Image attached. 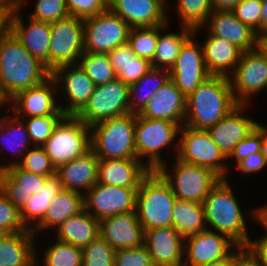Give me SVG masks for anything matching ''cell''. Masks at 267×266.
<instances>
[{"label": "cell", "mask_w": 267, "mask_h": 266, "mask_svg": "<svg viewBox=\"0 0 267 266\" xmlns=\"http://www.w3.org/2000/svg\"><path fill=\"white\" fill-rule=\"evenodd\" d=\"M51 74L10 31L0 42V92L9 101Z\"/></svg>", "instance_id": "cell-1"}, {"label": "cell", "mask_w": 267, "mask_h": 266, "mask_svg": "<svg viewBox=\"0 0 267 266\" xmlns=\"http://www.w3.org/2000/svg\"><path fill=\"white\" fill-rule=\"evenodd\" d=\"M238 105L234 99L229 77L210 75L186 97L183 125L206 130Z\"/></svg>", "instance_id": "cell-2"}, {"label": "cell", "mask_w": 267, "mask_h": 266, "mask_svg": "<svg viewBox=\"0 0 267 266\" xmlns=\"http://www.w3.org/2000/svg\"><path fill=\"white\" fill-rule=\"evenodd\" d=\"M229 183L228 178H221L203 202L207 228L225 234L237 245L246 247L251 240L246 219Z\"/></svg>", "instance_id": "cell-3"}, {"label": "cell", "mask_w": 267, "mask_h": 266, "mask_svg": "<svg viewBox=\"0 0 267 266\" xmlns=\"http://www.w3.org/2000/svg\"><path fill=\"white\" fill-rule=\"evenodd\" d=\"M136 114L128 113L90 127L91 150L99 159H136Z\"/></svg>", "instance_id": "cell-4"}, {"label": "cell", "mask_w": 267, "mask_h": 266, "mask_svg": "<svg viewBox=\"0 0 267 266\" xmlns=\"http://www.w3.org/2000/svg\"><path fill=\"white\" fill-rule=\"evenodd\" d=\"M176 196L157 171H150L141 181L136 196V213L144 231L171 227Z\"/></svg>", "instance_id": "cell-5"}, {"label": "cell", "mask_w": 267, "mask_h": 266, "mask_svg": "<svg viewBox=\"0 0 267 266\" xmlns=\"http://www.w3.org/2000/svg\"><path fill=\"white\" fill-rule=\"evenodd\" d=\"M173 172L163 164L156 171L168 183L176 199L203 203L209 191L220 181L221 177L213 170L182 162L176 158Z\"/></svg>", "instance_id": "cell-6"}, {"label": "cell", "mask_w": 267, "mask_h": 266, "mask_svg": "<svg viewBox=\"0 0 267 266\" xmlns=\"http://www.w3.org/2000/svg\"><path fill=\"white\" fill-rule=\"evenodd\" d=\"M43 148L57 169L91 149L90 126L73 115H65L55 126Z\"/></svg>", "instance_id": "cell-7"}, {"label": "cell", "mask_w": 267, "mask_h": 266, "mask_svg": "<svg viewBox=\"0 0 267 266\" xmlns=\"http://www.w3.org/2000/svg\"><path fill=\"white\" fill-rule=\"evenodd\" d=\"M181 126L177 123L162 119H151L136 114L135 149L137 158L143 161L150 171H156L165 164L162 149L168 148L180 135ZM161 153V154H160ZM141 158H143L141 160Z\"/></svg>", "instance_id": "cell-8"}, {"label": "cell", "mask_w": 267, "mask_h": 266, "mask_svg": "<svg viewBox=\"0 0 267 266\" xmlns=\"http://www.w3.org/2000/svg\"><path fill=\"white\" fill-rule=\"evenodd\" d=\"M179 133L182 137H178L179 140L174 145L177 148L176 158L185 163L209 168L221 178H226L229 170V164H226L228 159L206 130L182 125Z\"/></svg>", "instance_id": "cell-9"}, {"label": "cell", "mask_w": 267, "mask_h": 266, "mask_svg": "<svg viewBox=\"0 0 267 266\" xmlns=\"http://www.w3.org/2000/svg\"><path fill=\"white\" fill-rule=\"evenodd\" d=\"M49 73L57 68L78 64L84 53V21L67 16L50 23Z\"/></svg>", "instance_id": "cell-10"}, {"label": "cell", "mask_w": 267, "mask_h": 266, "mask_svg": "<svg viewBox=\"0 0 267 266\" xmlns=\"http://www.w3.org/2000/svg\"><path fill=\"white\" fill-rule=\"evenodd\" d=\"M130 113L129 85L119 79L95 86L85 106L75 115L87 126Z\"/></svg>", "instance_id": "cell-11"}, {"label": "cell", "mask_w": 267, "mask_h": 266, "mask_svg": "<svg viewBox=\"0 0 267 266\" xmlns=\"http://www.w3.org/2000/svg\"><path fill=\"white\" fill-rule=\"evenodd\" d=\"M84 21V52L109 53L128 42L131 27L109 9Z\"/></svg>", "instance_id": "cell-12"}, {"label": "cell", "mask_w": 267, "mask_h": 266, "mask_svg": "<svg viewBox=\"0 0 267 266\" xmlns=\"http://www.w3.org/2000/svg\"><path fill=\"white\" fill-rule=\"evenodd\" d=\"M229 80L235 101L249 105L252 95L267 88V59L257 49L242 51Z\"/></svg>", "instance_id": "cell-13"}, {"label": "cell", "mask_w": 267, "mask_h": 266, "mask_svg": "<svg viewBox=\"0 0 267 266\" xmlns=\"http://www.w3.org/2000/svg\"><path fill=\"white\" fill-rule=\"evenodd\" d=\"M138 188L96 183L83 195L84 209L97 220L136 210Z\"/></svg>", "instance_id": "cell-14"}, {"label": "cell", "mask_w": 267, "mask_h": 266, "mask_svg": "<svg viewBox=\"0 0 267 266\" xmlns=\"http://www.w3.org/2000/svg\"><path fill=\"white\" fill-rule=\"evenodd\" d=\"M57 93L58 86L56 80L50 75L41 84L20 91L12 97L8 101L11 107H6L8 112L6 114H10L9 112L13 110V115L20 119L26 118V116H65L56 102L59 96V94L56 95Z\"/></svg>", "instance_id": "cell-15"}, {"label": "cell", "mask_w": 267, "mask_h": 266, "mask_svg": "<svg viewBox=\"0 0 267 266\" xmlns=\"http://www.w3.org/2000/svg\"><path fill=\"white\" fill-rule=\"evenodd\" d=\"M195 32L185 41L179 56L169 70L170 79L176 87L188 97L211 74L208 72L199 41H195Z\"/></svg>", "instance_id": "cell-16"}, {"label": "cell", "mask_w": 267, "mask_h": 266, "mask_svg": "<svg viewBox=\"0 0 267 266\" xmlns=\"http://www.w3.org/2000/svg\"><path fill=\"white\" fill-rule=\"evenodd\" d=\"M236 246L227 235L209 229L188 236L184 239L183 266H206L224 258Z\"/></svg>", "instance_id": "cell-17"}, {"label": "cell", "mask_w": 267, "mask_h": 266, "mask_svg": "<svg viewBox=\"0 0 267 266\" xmlns=\"http://www.w3.org/2000/svg\"><path fill=\"white\" fill-rule=\"evenodd\" d=\"M51 76L56 80L58 93L66 92L67 95L68 106L59 105L60 109L65 115L75 116L92 95L95 88L93 81L79 64L59 67Z\"/></svg>", "instance_id": "cell-18"}, {"label": "cell", "mask_w": 267, "mask_h": 266, "mask_svg": "<svg viewBox=\"0 0 267 266\" xmlns=\"http://www.w3.org/2000/svg\"><path fill=\"white\" fill-rule=\"evenodd\" d=\"M169 0H109V10L120 16L131 28L168 24ZM167 7V8H166Z\"/></svg>", "instance_id": "cell-19"}, {"label": "cell", "mask_w": 267, "mask_h": 266, "mask_svg": "<svg viewBox=\"0 0 267 266\" xmlns=\"http://www.w3.org/2000/svg\"><path fill=\"white\" fill-rule=\"evenodd\" d=\"M247 106L249 107V105L239 104L223 119L206 129L226 158L233 152L234 147L260 124L242 115Z\"/></svg>", "instance_id": "cell-20"}, {"label": "cell", "mask_w": 267, "mask_h": 266, "mask_svg": "<svg viewBox=\"0 0 267 266\" xmlns=\"http://www.w3.org/2000/svg\"><path fill=\"white\" fill-rule=\"evenodd\" d=\"M20 11L22 8L19 7L12 12L10 31L34 57L44 64L49 72L50 23L28 16L29 23L26 26Z\"/></svg>", "instance_id": "cell-21"}, {"label": "cell", "mask_w": 267, "mask_h": 266, "mask_svg": "<svg viewBox=\"0 0 267 266\" xmlns=\"http://www.w3.org/2000/svg\"><path fill=\"white\" fill-rule=\"evenodd\" d=\"M100 236L115 250L144 245V229L136 211L117 214L99 221Z\"/></svg>", "instance_id": "cell-22"}, {"label": "cell", "mask_w": 267, "mask_h": 266, "mask_svg": "<svg viewBox=\"0 0 267 266\" xmlns=\"http://www.w3.org/2000/svg\"><path fill=\"white\" fill-rule=\"evenodd\" d=\"M144 246L155 266H183L184 238L173 226L145 230Z\"/></svg>", "instance_id": "cell-23"}, {"label": "cell", "mask_w": 267, "mask_h": 266, "mask_svg": "<svg viewBox=\"0 0 267 266\" xmlns=\"http://www.w3.org/2000/svg\"><path fill=\"white\" fill-rule=\"evenodd\" d=\"M204 25L207 34L228 40L242 51L256 49V32L242 23L232 11H212L203 28Z\"/></svg>", "instance_id": "cell-24"}, {"label": "cell", "mask_w": 267, "mask_h": 266, "mask_svg": "<svg viewBox=\"0 0 267 266\" xmlns=\"http://www.w3.org/2000/svg\"><path fill=\"white\" fill-rule=\"evenodd\" d=\"M186 111V97L170 79L154 93L139 116L172 121L182 126Z\"/></svg>", "instance_id": "cell-25"}, {"label": "cell", "mask_w": 267, "mask_h": 266, "mask_svg": "<svg viewBox=\"0 0 267 266\" xmlns=\"http://www.w3.org/2000/svg\"><path fill=\"white\" fill-rule=\"evenodd\" d=\"M47 178L13 165L0 171V191L20 211L28 198L43 188Z\"/></svg>", "instance_id": "cell-26"}, {"label": "cell", "mask_w": 267, "mask_h": 266, "mask_svg": "<svg viewBox=\"0 0 267 266\" xmlns=\"http://www.w3.org/2000/svg\"><path fill=\"white\" fill-rule=\"evenodd\" d=\"M99 160L90 149L84 155L60 165L56 169V176L60 179L62 188L84 195L97 183Z\"/></svg>", "instance_id": "cell-27"}, {"label": "cell", "mask_w": 267, "mask_h": 266, "mask_svg": "<svg viewBox=\"0 0 267 266\" xmlns=\"http://www.w3.org/2000/svg\"><path fill=\"white\" fill-rule=\"evenodd\" d=\"M150 172L144 162L136 159H100L97 183L124 188H139Z\"/></svg>", "instance_id": "cell-28"}, {"label": "cell", "mask_w": 267, "mask_h": 266, "mask_svg": "<svg viewBox=\"0 0 267 266\" xmlns=\"http://www.w3.org/2000/svg\"><path fill=\"white\" fill-rule=\"evenodd\" d=\"M34 233H5L0 238V266H38L39 260L33 240Z\"/></svg>", "instance_id": "cell-29"}, {"label": "cell", "mask_w": 267, "mask_h": 266, "mask_svg": "<svg viewBox=\"0 0 267 266\" xmlns=\"http://www.w3.org/2000/svg\"><path fill=\"white\" fill-rule=\"evenodd\" d=\"M202 48L208 72L211 75L225 77H229L230 73L234 72L242 53V50L234 43L209 34Z\"/></svg>", "instance_id": "cell-30"}, {"label": "cell", "mask_w": 267, "mask_h": 266, "mask_svg": "<svg viewBox=\"0 0 267 266\" xmlns=\"http://www.w3.org/2000/svg\"><path fill=\"white\" fill-rule=\"evenodd\" d=\"M54 231L58 240L83 249L100 235L99 220L83 209Z\"/></svg>", "instance_id": "cell-31"}, {"label": "cell", "mask_w": 267, "mask_h": 266, "mask_svg": "<svg viewBox=\"0 0 267 266\" xmlns=\"http://www.w3.org/2000/svg\"><path fill=\"white\" fill-rule=\"evenodd\" d=\"M107 55L116 78L128 85L137 82L153 68L151 61L135 55L128 42L114 48Z\"/></svg>", "instance_id": "cell-32"}, {"label": "cell", "mask_w": 267, "mask_h": 266, "mask_svg": "<svg viewBox=\"0 0 267 266\" xmlns=\"http://www.w3.org/2000/svg\"><path fill=\"white\" fill-rule=\"evenodd\" d=\"M84 209L83 194L62 189L51 201L43 220L32 230L34 234L40 231L57 229L69 217L77 215Z\"/></svg>", "instance_id": "cell-33"}, {"label": "cell", "mask_w": 267, "mask_h": 266, "mask_svg": "<svg viewBox=\"0 0 267 266\" xmlns=\"http://www.w3.org/2000/svg\"><path fill=\"white\" fill-rule=\"evenodd\" d=\"M62 189L60 179L54 175L46 179L37 194L28 198L26 205L20 210L22 223L27 229L33 230L43 220L51 201Z\"/></svg>", "instance_id": "cell-34"}, {"label": "cell", "mask_w": 267, "mask_h": 266, "mask_svg": "<svg viewBox=\"0 0 267 266\" xmlns=\"http://www.w3.org/2000/svg\"><path fill=\"white\" fill-rule=\"evenodd\" d=\"M172 226L184 239L207 230L203 203L176 199Z\"/></svg>", "instance_id": "cell-35"}, {"label": "cell", "mask_w": 267, "mask_h": 266, "mask_svg": "<svg viewBox=\"0 0 267 266\" xmlns=\"http://www.w3.org/2000/svg\"><path fill=\"white\" fill-rule=\"evenodd\" d=\"M167 27H169L168 24L159 25L156 51L151 62L153 68L170 70L179 56L181 47L194 32V29L182 26L180 33L167 32L164 34L162 31Z\"/></svg>", "instance_id": "cell-36"}, {"label": "cell", "mask_w": 267, "mask_h": 266, "mask_svg": "<svg viewBox=\"0 0 267 266\" xmlns=\"http://www.w3.org/2000/svg\"><path fill=\"white\" fill-rule=\"evenodd\" d=\"M170 80L167 69L152 68L137 82L129 85V111L139 114L152 95Z\"/></svg>", "instance_id": "cell-37"}, {"label": "cell", "mask_w": 267, "mask_h": 266, "mask_svg": "<svg viewBox=\"0 0 267 266\" xmlns=\"http://www.w3.org/2000/svg\"><path fill=\"white\" fill-rule=\"evenodd\" d=\"M14 117V118H13ZM6 142H5V139ZM3 139V140H2ZM6 145L9 150L15 154L17 158H23L24 154L30 149L29 145L32 146L28 130L22 119L16 117L15 115L3 116L0 122V151L1 144ZM8 143V144H5ZM14 147V148H13ZM20 155V157H19ZM22 155V156H21Z\"/></svg>", "instance_id": "cell-38"}, {"label": "cell", "mask_w": 267, "mask_h": 266, "mask_svg": "<svg viewBox=\"0 0 267 266\" xmlns=\"http://www.w3.org/2000/svg\"><path fill=\"white\" fill-rule=\"evenodd\" d=\"M78 64L95 86L106 84L116 79V72L110 63L107 53L84 52Z\"/></svg>", "instance_id": "cell-39"}, {"label": "cell", "mask_w": 267, "mask_h": 266, "mask_svg": "<svg viewBox=\"0 0 267 266\" xmlns=\"http://www.w3.org/2000/svg\"><path fill=\"white\" fill-rule=\"evenodd\" d=\"M176 12L180 24L194 29L199 32L207 18L213 11L210 0H177Z\"/></svg>", "instance_id": "cell-40"}, {"label": "cell", "mask_w": 267, "mask_h": 266, "mask_svg": "<svg viewBox=\"0 0 267 266\" xmlns=\"http://www.w3.org/2000/svg\"><path fill=\"white\" fill-rule=\"evenodd\" d=\"M13 165H18L21 169L35 173L42 177H51L56 175V169L43 146H32V148L24 154L22 159L12 160L10 164L7 163L6 165H0V171Z\"/></svg>", "instance_id": "cell-41"}, {"label": "cell", "mask_w": 267, "mask_h": 266, "mask_svg": "<svg viewBox=\"0 0 267 266\" xmlns=\"http://www.w3.org/2000/svg\"><path fill=\"white\" fill-rule=\"evenodd\" d=\"M43 258L44 266H82L83 252L81 248L57 239L47 247Z\"/></svg>", "instance_id": "cell-42"}, {"label": "cell", "mask_w": 267, "mask_h": 266, "mask_svg": "<svg viewBox=\"0 0 267 266\" xmlns=\"http://www.w3.org/2000/svg\"><path fill=\"white\" fill-rule=\"evenodd\" d=\"M159 36V26L133 27L130 29L128 43L136 56L152 62Z\"/></svg>", "instance_id": "cell-43"}, {"label": "cell", "mask_w": 267, "mask_h": 266, "mask_svg": "<svg viewBox=\"0 0 267 266\" xmlns=\"http://www.w3.org/2000/svg\"><path fill=\"white\" fill-rule=\"evenodd\" d=\"M82 252V266H114L115 249L100 235Z\"/></svg>", "instance_id": "cell-44"}, {"label": "cell", "mask_w": 267, "mask_h": 266, "mask_svg": "<svg viewBox=\"0 0 267 266\" xmlns=\"http://www.w3.org/2000/svg\"><path fill=\"white\" fill-rule=\"evenodd\" d=\"M64 116H38L23 118L32 146H43L51 137L55 126Z\"/></svg>", "instance_id": "cell-45"}, {"label": "cell", "mask_w": 267, "mask_h": 266, "mask_svg": "<svg viewBox=\"0 0 267 266\" xmlns=\"http://www.w3.org/2000/svg\"><path fill=\"white\" fill-rule=\"evenodd\" d=\"M232 12L256 34H261L262 0H240Z\"/></svg>", "instance_id": "cell-46"}, {"label": "cell", "mask_w": 267, "mask_h": 266, "mask_svg": "<svg viewBox=\"0 0 267 266\" xmlns=\"http://www.w3.org/2000/svg\"><path fill=\"white\" fill-rule=\"evenodd\" d=\"M34 13L28 16L43 22H55L69 16L65 0H37Z\"/></svg>", "instance_id": "cell-47"}, {"label": "cell", "mask_w": 267, "mask_h": 266, "mask_svg": "<svg viewBox=\"0 0 267 266\" xmlns=\"http://www.w3.org/2000/svg\"><path fill=\"white\" fill-rule=\"evenodd\" d=\"M0 230L4 233L28 230L22 223L20 211L0 191Z\"/></svg>", "instance_id": "cell-48"}, {"label": "cell", "mask_w": 267, "mask_h": 266, "mask_svg": "<svg viewBox=\"0 0 267 266\" xmlns=\"http://www.w3.org/2000/svg\"><path fill=\"white\" fill-rule=\"evenodd\" d=\"M114 266H155L148 249L142 245L137 248L115 250Z\"/></svg>", "instance_id": "cell-49"}, {"label": "cell", "mask_w": 267, "mask_h": 266, "mask_svg": "<svg viewBox=\"0 0 267 266\" xmlns=\"http://www.w3.org/2000/svg\"><path fill=\"white\" fill-rule=\"evenodd\" d=\"M69 15L86 19L107 11L109 0H65Z\"/></svg>", "instance_id": "cell-50"}, {"label": "cell", "mask_w": 267, "mask_h": 266, "mask_svg": "<svg viewBox=\"0 0 267 266\" xmlns=\"http://www.w3.org/2000/svg\"><path fill=\"white\" fill-rule=\"evenodd\" d=\"M260 124L247 137L242 139L227 159H236V164L250 154L261 151Z\"/></svg>", "instance_id": "cell-51"}, {"label": "cell", "mask_w": 267, "mask_h": 266, "mask_svg": "<svg viewBox=\"0 0 267 266\" xmlns=\"http://www.w3.org/2000/svg\"><path fill=\"white\" fill-rule=\"evenodd\" d=\"M235 166L243 173V175H249L251 173L262 171L265 166H267V163L260 151L255 154H250L247 158L239 161Z\"/></svg>", "instance_id": "cell-52"}, {"label": "cell", "mask_w": 267, "mask_h": 266, "mask_svg": "<svg viewBox=\"0 0 267 266\" xmlns=\"http://www.w3.org/2000/svg\"><path fill=\"white\" fill-rule=\"evenodd\" d=\"M246 247L258 259L261 266H267V236L250 240Z\"/></svg>", "instance_id": "cell-53"}, {"label": "cell", "mask_w": 267, "mask_h": 266, "mask_svg": "<svg viewBox=\"0 0 267 266\" xmlns=\"http://www.w3.org/2000/svg\"><path fill=\"white\" fill-rule=\"evenodd\" d=\"M233 266H261L258 259L245 247L235 258Z\"/></svg>", "instance_id": "cell-54"}, {"label": "cell", "mask_w": 267, "mask_h": 266, "mask_svg": "<svg viewBox=\"0 0 267 266\" xmlns=\"http://www.w3.org/2000/svg\"><path fill=\"white\" fill-rule=\"evenodd\" d=\"M12 12L0 7V42L10 32Z\"/></svg>", "instance_id": "cell-55"}, {"label": "cell", "mask_w": 267, "mask_h": 266, "mask_svg": "<svg viewBox=\"0 0 267 266\" xmlns=\"http://www.w3.org/2000/svg\"><path fill=\"white\" fill-rule=\"evenodd\" d=\"M244 246L237 245L236 250L231 251L224 258L215 260L206 266H233L234 258L244 249ZM238 251V252H237Z\"/></svg>", "instance_id": "cell-56"}, {"label": "cell", "mask_w": 267, "mask_h": 266, "mask_svg": "<svg viewBox=\"0 0 267 266\" xmlns=\"http://www.w3.org/2000/svg\"><path fill=\"white\" fill-rule=\"evenodd\" d=\"M213 11H232L240 0H210Z\"/></svg>", "instance_id": "cell-57"}, {"label": "cell", "mask_w": 267, "mask_h": 266, "mask_svg": "<svg viewBox=\"0 0 267 266\" xmlns=\"http://www.w3.org/2000/svg\"><path fill=\"white\" fill-rule=\"evenodd\" d=\"M252 217H254V220L256 219L255 221H257L259 225L263 226L267 232V204L257 208L256 210L254 209ZM265 236H267L266 233Z\"/></svg>", "instance_id": "cell-58"}, {"label": "cell", "mask_w": 267, "mask_h": 266, "mask_svg": "<svg viewBox=\"0 0 267 266\" xmlns=\"http://www.w3.org/2000/svg\"><path fill=\"white\" fill-rule=\"evenodd\" d=\"M256 49L267 59V32L257 35Z\"/></svg>", "instance_id": "cell-59"}, {"label": "cell", "mask_w": 267, "mask_h": 266, "mask_svg": "<svg viewBox=\"0 0 267 266\" xmlns=\"http://www.w3.org/2000/svg\"><path fill=\"white\" fill-rule=\"evenodd\" d=\"M267 126L260 123L261 152L267 163Z\"/></svg>", "instance_id": "cell-60"}, {"label": "cell", "mask_w": 267, "mask_h": 266, "mask_svg": "<svg viewBox=\"0 0 267 266\" xmlns=\"http://www.w3.org/2000/svg\"><path fill=\"white\" fill-rule=\"evenodd\" d=\"M0 7L13 12L20 7V0H0Z\"/></svg>", "instance_id": "cell-61"}, {"label": "cell", "mask_w": 267, "mask_h": 266, "mask_svg": "<svg viewBox=\"0 0 267 266\" xmlns=\"http://www.w3.org/2000/svg\"><path fill=\"white\" fill-rule=\"evenodd\" d=\"M267 32V0H262L261 33Z\"/></svg>", "instance_id": "cell-62"}, {"label": "cell", "mask_w": 267, "mask_h": 266, "mask_svg": "<svg viewBox=\"0 0 267 266\" xmlns=\"http://www.w3.org/2000/svg\"><path fill=\"white\" fill-rule=\"evenodd\" d=\"M0 103H8V101L5 99V97L0 92Z\"/></svg>", "instance_id": "cell-63"}, {"label": "cell", "mask_w": 267, "mask_h": 266, "mask_svg": "<svg viewBox=\"0 0 267 266\" xmlns=\"http://www.w3.org/2000/svg\"><path fill=\"white\" fill-rule=\"evenodd\" d=\"M4 104H5V106H6V105L9 104V103H0V107H3ZM2 118H3V117H0V122L2 121Z\"/></svg>", "instance_id": "cell-64"}, {"label": "cell", "mask_w": 267, "mask_h": 266, "mask_svg": "<svg viewBox=\"0 0 267 266\" xmlns=\"http://www.w3.org/2000/svg\"><path fill=\"white\" fill-rule=\"evenodd\" d=\"M24 4V0H20V8H22Z\"/></svg>", "instance_id": "cell-65"}, {"label": "cell", "mask_w": 267, "mask_h": 266, "mask_svg": "<svg viewBox=\"0 0 267 266\" xmlns=\"http://www.w3.org/2000/svg\"><path fill=\"white\" fill-rule=\"evenodd\" d=\"M4 234H5V233L2 232V231L0 230V238H1Z\"/></svg>", "instance_id": "cell-66"}]
</instances>
